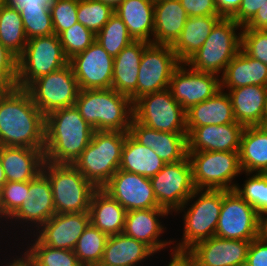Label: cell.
I'll return each mask as SVG.
<instances>
[{"instance_id": "6da1fadb", "label": "cell", "mask_w": 267, "mask_h": 266, "mask_svg": "<svg viewBox=\"0 0 267 266\" xmlns=\"http://www.w3.org/2000/svg\"><path fill=\"white\" fill-rule=\"evenodd\" d=\"M45 115L26 89L0 88V146L44 149Z\"/></svg>"}, {"instance_id": "7a4b0ae2", "label": "cell", "mask_w": 267, "mask_h": 266, "mask_svg": "<svg viewBox=\"0 0 267 266\" xmlns=\"http://www.w3.org/2000/svg\"><path fill=\"white\" fill-rule=\"evenodd\" d=\"M94 131L75 105L48 113L45 116V161L73 164L90 143Z\"/></svg>"}, {"instance_id": "3957f363", "label": "cell", "mask_w": 267, "mask_h": 266, "mask_svg": "<svg viewBox=\"0 0 267 266\" xmlns=\"http://www.w3.org/2000/svg\"><path fill=\"white\" fill-rule=\"evenodd\" d=\"M74 105L95 131L129 132L133 102L113 88L79 90Z\"/></svg>"}, {"instance_id": "277c9868", "label": "cell", "mask_w": 267, "mask_h": 266, "mask_svg": "<svg viewBox=\"0 0 267 266\" xmlns=\"http://www.w3.org/2000/svg\"><path fill=\"white\" fill-rule=\"evenodd\" d=\"M126 132L94 131L90 143L72 164L97 189L119 169Z\"/></svg>"}, {"instance_id": "5b68a950", "label": "cell", "mask_w": 267, "mask_h": 266, "mask_svg": "<svg viewBox=\"0 0 267 266\" xmlns=\"http://www.w3.org/2000/svg\"><path fill=\"white\" fill-rule=\"evenodd\" d=\"M204 191V192H203ZM199 198L187 208L191 199ZM223 200V190L195 189L188 200L178 211L187 212L184 214V233L182 242L177 243L171 252L173 254L187 252L196 243L215 236L220 210Z\"/></svg>"}, {"instance_id": "8992f818", "label": "cell", "mask_w": 267, "mask_h": 266, "mask_svg": "<svg viewBox=\"0 0 267 266\" xmlns=\"http://www.w3.org/2000/svg\"><path fill=\"white\" fill-rule=\"evenodd\" d=\"M42 172L48 177L56 213L88 212L93 193L97 188L72 164H55L44 161Z\"/></svg>"}, {"instance_id": "52a82bcc", "label": "cell", "mask_w": 267, "mask_h": 266, "mask_svg": "<svg viewBox=\"0 0 267 266\" xmlns=\"http://www.w3.org/2000/svg\"><path fill=\"white\" fill-rule=\"evenodd\" d=\"M242 28L232 18H221L201 48L185 62L186 66L199 72L218 75L223 70L224 73L226 66L241 50ZM237 29L240 30L238 36L235 33Z\"/></svg>"}, {"instance_id": "ba28073f", "label": "cell", "mask_w": 267, "mask_h": 266, "mask_svg": "<svg viewBox=\"0 0 267 266\" xmlns=\"http://www.w3.org/2000/svg\"><path fill=\"white\" fill-rule=\"evenodd\" d=\"M69 64L59 36L34 37L27 41L17 62V87L26 89L34 80Z\"/></svg>"}, {"instance_id": "9c48e42d", "label": "cell", "mask_w": 267, "mask_h": 266, "mask_svg": "<svg viewBox=\"0 0 267 266\" xmlns=\"http://www.w3.org/2000/svg\"><path fill=\"white\" fill-rule=\"evenodd\" d=\"M187 156L195 189H235L236 184L232 180L243 172L238 151L187 152Z\"/></svg>"}, {"instance_id": "30bf717a", "label": "cell", "mask_w": 267, "mask_h": 266, "mask_svg": "<svg viewBox=\"0 0 267 266\" xmlns=\"http://www.w3.org/2000/svg\"><path fill=\"white\" fill-rule=\"evenodd\" d=\"M134 118L162 132L187 133L186 111L169 89L141 96L133 103Z\"/></svg>"}, {"instance_id": "8fae6325", "label": "cell", "mask_w": 267, "mask_h": 266, "mask_svg": "<svg viewBox=\"0 0 267 266\" xmlns=\"http://www.w3.org/2000/svg\"><path fill=\"white\" fill-rule=\"evenodd\" d=\"M215 236L252 241L261 236V216L234 190H223Z\"/></svg>"}, {"instance_id": "7c38bea8", "label": "cell", "mask_w": 267, "mask_h": 266, "mask_svg": "<svg viewBox=\"0 0 267 266\" xmlns=\"http://www.w3.org/2000/svg\"><path fill=\"white\" fill-rule=\"evenodd\" d=\"M26 90L33 103L46 116L48 113L73 106L79 86L70 64L34 80Z\"/></svg>"}, {"instance_id": "4fadbf2b", "label": "cell", "mask_w": 267, "mask_h": 266, "mask_svg": "<svg viewBox=\"0 0 267 266\" xmlns=\"http://www.w3.org/2000/svg\"><path fill=\"white\" fill-rule=\"evenodd\" d=\"M150 180L158 205L169 212L182 207L195 190L188 156L179 162L165 164Z\"/></svg>"}, {"instance_id": "5bb4252c", "label": "cell", "mask_w": 267, "mask_h": 266, "mask_svg": "<svg viewBox=\"0 0 267 266\" xmlns=\"http://www.w3.org/2000/svg\"><path fill=\"white\" fill-rule=\"evenodd\" d=\"M180 64L171 46L149 43L140 61L137 99L168 89L172 74Z\"/></svg>"}, {"instance_id": "9a60e30c", "label": "cell", "mask_w": 267, "mask_h": 266, "mask_svg": "<svg viewBox=\"0 0 267 266\" xmlns=\"http://www.w3.org/2000/svg\"><path fill=\"white\" fill-rule=\"evenodd\" d=\"M113 61L95 40L86 50L69 59L80 90L112 88Z\"/></svg>"}, {"instance_id": "2e32d148", "label": "cell", "mask_w": 267, "mask_h": 266, "mask_svg": "<svg viewBox=\"0 0 267 266\" xmlns=\"http://www.w3.org/2000/svg\"><path fill=\"white\" fill-rule=\"evenodd\" d=\"M181 63L173 72L169 90L173 98L186 111L191 106L211 98L221 89L218 75L195 71Z\"/></svg>"}, {"instance_id": "e0dca14e", "label": "cell", "mask_w": 267, "mask_h": 266, "mask_svg": "<svg viewBox=\"0 0 267 266\" xmlns=\"http://www.w3.org/2000/svg\"><path fill=\"white\" fill-rule=\"evenodd\" d=\"M126 210L162 208L158 205L150 178L118 169L102 188Z\"/></svg>"}, {"instance_id": "ac0fdd59", "label": "cell", "mask_w": 267, "mask_h": 266, "mask_svg": "<svg viewBox=\"0 0 267 266\" xmlns=\"http://www.w3.org/2000/svg\"><path fill=\"white\" fill-rule=\"evenodd\" d=\"M250 244L212 236L196 243L187 253L201 266H245Z\"/></svg>"}, {"instance_id": "d6986e66", "label": "cell", "mask_w": 267, "mask_h": 266, "mask_svg": "<svg viewBox=\"0 0 267 266\" xmlns=\"http://www.w3.org/2000/svg\"><path fill=\"white\" fill-rule=\"evenodd\" d=\"M89 224V212L56 213L35 232L37 235L34 236L51 248L73 250Z\"/></svg>"}, {"instance_id": "ffe728a7", "label": "cell", "mask_w": 267, "mask_h": 266, "mask_svg": "<svg viewBox=\"0 0 267 266\" xmlns=\"http://www.w3.org/2000/svg\"><path fill=\"white\" fill-rule=\"evenodd\" d=\"M244 128L239 123L187 127V152L239 151Z\"/></svg>"}, {"instance_id": "44dd1931", "label": "cell", "mask_w": 267, "mask_h": 266, "mask_svg": "<svg viewBox=\"0 0 267 266\" xmlns=\"http://www.w3.org/2000/svg\"><path fill=\"white\" fill-rule=\"evenodd\" d=\"M128 133L138 143L151 148L165 164L179 162L187 156V133L157 131L134 117Z\"/></svg>"}, {"instance_id": "7402d4cb", "label": "cell", "mask_w": 267, "mask_h": 266, "mask_svg": "<svg viewBox=\"0 0 267 266\" xmlns=\"http://www.w3.org/2000/svg\"><path fill=\"white\" fill-rule=\"evenodd\" d=\"M19 209L9 218L21 222L33 223L36 230L46 223L54 214L52 187L48 177L40 172L29 181V193ZM30 221V222H29Z\"/></svg>"}, {"instance_id": "603a6c76", "label": "cell", "mask_w": 267, "mask_h": 266, "mask_svg": "<svg viewBox=\"0 0 267 266\" xmlns=\"http://www.w3.org/2000/svg\"><path fill=\"white\" fill-rule=\"evenodd\" d=\"M169 213L165 208L128 211L126 213L123 233L145 243L154 252L160 251L161 249L164 250L172 242L159 240V236L165 229L158 218L160 216H167Z\"/></svg>"}, {"instance_id": "cb8c5ba5", "label": "cell", "mask_w": 267, "mask_h": 266, "mask_svg": "<svg viewBox=\"0 0 267 266\" xmlns=\"http://www.w3.org/2000/svg\"><path fill=\"white\" fill-rule=\"evenodd\" d=\"M148 44L146 41L134 40L114 57L112 88L128 96L133 103L137 100V81L141 57Z\"/></svg>"}, {"instance_id": "d4e9b609", "label": "cell", "mask_w": 267, "mask_h": 266, "mask_svg": "<svg viewBox=\"0 0 267 266\" xmlns=\"http://www.w3.org/2000/svg\"><path fill=\"white\" fill-rule=\"evenodd\" d=\"M0 159L7 181H30L42 172L44 149L0 146Z\"/></svg>"}, {"instance_id": "484cf974", "label": "cell", "mask_w": 267, "mask_h": 266, "mask_svg": "<svg viewBox=\"0 0 267 266\" xmlns=\"http://www.w3.org/2000/svg\"><path fill=\"white\" fill-rule=\"evenodd\" d=\"M188 17L180 0L155 1L152 43L172 46L179 38Z\"/></svg>"}, {"instance_id": "4316f807", "label": "cell", "mask_w": 267, "mask_h": 266, "mask_svg": "<svg viewBox=\"0 0 267 266\" xmlns=\"http://www.w3.org/2000/svg\"><path fill=\"white\" fill-rule=\"evenodd\" d=\"M228 91L235 121L244 127L258 126L264 112L267 87L249 85Z\"/></svg>"}, {"instance_id": "83f0119b", "label": "cell", "mask_w": 267, "mask_h": 266, "mask_svg": "<svg viewBox=\"0 0 267 266\" xmlns=\"http://www.w3.org/2000/svg\"><path fill=\"white\" fill-rule=\"evenodd\" d=\"M221 89L249 85L267 87V65L246 55L242 50L226 66L220 78ZM225 87V88H224Z\"/></svg>"}, {"instance_id": "f1b7e54d", "label": "cell", "mask_w": 267, "mask_h": 266, "mask_svg": "<svg viewBox=\"0 0 267 266\" xmlns=\"http://www.w3.org/2000/svg\"><path fill=\"white\" fill-rule=\"evenodd\" d=\"M223 91V92H222ZM237 123L229 95L220 89L211 98L186 110V127Z\"/></svg>"}, {"instance_id": "f546056e", "label": "cell", "mask_w": 267, "mask_h": 266, "mask_svg": "<svg viewBox=\"0 0 267 266\" xmlns=\"http://www.w3.org/2000/svg\"><path fill=\"white\" fill-rule=\"evenodd\" d=\"M90 223L108 236L123 233L127 210L103 189H97L89 207Z\"/></svg>"}, {"instance_id": "4dcf8cb0", "label": "cell", "mask_w": 267, "mask_h": 266, "mask_svg": "<svg viewBox=\"0 0 267 266\" xmlns=\"http://www.w3.org/2000/svg\"><path fill=\"white\" fill-rule=\"evenodd\" d=\"M155 252L145 243L124 233L110 235L107 239L100 265L137 266Z\"/></svg>"}, {"instance_id": "1f68e13d", "label": "cell", "mask_w": 267, "mask_h": 266, "mask_svg": "<svg viewBox=\"0 0 267 266\" xmlns=\"http://www.w3.org/2000/svg\"><path fill=\"white\" fill-rule=\"evenodd\" d=\"M114 11L134 40L152 43L150 36H153L154 31L153 0H125Z\"/></svg>"}, {"instance_id": "d6a6232c", "label": "cell", "mask_w": 267, "mask_h": 266, "mask_svg": "<svg viewBox=\"0 0 267 266\" xmlns=\"http://www.w3.org/2000/svg\"><path fill=\"white\" fill-rule=\"evenodd\" d=\"M221 15L188 17L176 42L171 46L181 63H185L204 44Z\"/></svg>"}, {"instance_id": "836d02e7", "label": "cell", "mask_w": 267, "mask_h": 266, "mask_svg": "<svg viewBox=\"0 0 267 266\" xmlns=\"http://www.w3.org/2000/svg\"><path fill=\"white\" fill-rule=\"evenodd\" d=\"M165 163L149 147L138 143L128 132L122 149L119 169L151 178Z\"/></svg>"}, {"instance_id": "e575fe53", "label": "cell", "mask_w": 267, "mask_h": 266, "mask_svg": "<svg viewBox=\"0 0 267 266\" xmlns=\"http://www.w3.org/2000/svg\"><path fill=\"white\" fill-rule=\"evenodd\" d=\"M238 153L246 176L253 172L267 173V134L258 126L244 128Z\"/></svg>"}, {"instance_id": "d590c367", "label": "cell", "mask_w": 267, "mask_h": 266, "mask_svg": "<svg viewBox=\"0 0 267 266\" xmlns=\"http://www.w3.org/2000/svg\"><path fill=\"white\" fill-rule=\"evenodd\" d=\"M27 41L19 10L7 3L3 4L0 7V42L18 58Z\"/></svg>"}, {"instance_id": "8d00e7d4", "label": "cell", "mask_w": 267, "mask_h": 266, "mask_svg": "<svg viewBox=\"0 0 267 266\" xmlns=\"http://www.w3.org/2000/svg\"><path fill=\"white\" fill-rule=\"evenodd\" d=\"M108 235L91 223L79 237L73 249L83 266H94L101 262Z\"/></svg>"}, {"instance_id": "74e56055", "label": "cell", "mask_w": 267, "mask_h": 266, "mask_svg": "<svg viewBox=\"0 0 267 266\" xmlns=\"http://www.w3.org/2000/svg\"><path fill=\"white\" fill-rule=\"evenodd\" d=\"M96 41L114 58L134 39L121 18L114 13L96 34Z\"/></svg>"}, {"instance_id": "f35d334b", "label": "cell", "mask_w": 267, "mask_h": 266, "mask_svg": "<svg viewBox=\"0 0 267 266\" xmlns=\"http://www.w3.org/2000/svg\"><path fill=\"white\" fill-rule=\"evenodd\" d=\"M27 39L55 34L49 5L27 6L19 9Z\"/></svg>"}, {"instance_id": "ab89813d", "label": "cell", "mask_w": 267, "mask_h": 266, "mask_svg": "<svg viewBox=\"0 0 267 266\" xmlns=\"http://www.w3.org/2000/svg\"><path fill=\"white\" fill-rule=\"evenodd\" d=\"M26 253L40 266H83L73 250L55 249L37 238Z\"/></svg>"}, {"instance_id": "60d3db41", "label": "cell", "mask_w": 267, "mask_h": 266, "mask_svg": "<svg viewBox=\"0 0 267 266\" xmlns=\"http://www.w3.org/2000/svg\"><path fill=\"white\" fill-rule=\"evenodd\" d=\"M114 9L98 0H78L77 21L95 35L104 27Z\"/></svg>"}, {"instance_id": "b9f144b4", "label": "cell", "mask_w": 267, "mask_h": 266, "mask_svg": "<svg viewBox=\"0 0 267 266\" xmlns=\"http://www.w3.org/2000/svg\"><path fill=\"white\" fill-rule=\"evenodd\" d=\"M244 186L236 185L234 191L247 203L254 207L262 217L267 213V173H255L251 175Z\"/></svg>"}, {"instance_id": "7bdbcfd3", "label": "cell", "mask_w": 267, "mask_h": 266, "mask_svg": "<svg viewBox=\"0 0 267 266\" xmlns=\"http://www.w3.org/2000/svg\"><path fill=\"white\" fill-rule=\"evenodd\" d=\"M60 43L68 59L86 50L95 40L96 35L77 22L59 35Z\"/></svg>"}, {"instance_id": "ee69618b", "label": "cell", "mask_w": 267, "mask_h": 266, "mask_svg": "<svg viewBox=\"0 0 267 266\" xmlns=\"http://www.w3.org/2000/svg\"><path fill=\"white\" fill-rule=\"evenodd\" d=\"M49 8L53 29L57 36L78 22V0H52Z\"/></svg>"}, {"instance_id": "f6af8a7d", "label": "cell", "mask_w": 267, "mask_h": 266, "mask_svg": "<svg viewBox=\"0 0 267 266\" xmlns=\"http://www.w3.org/2000/svg\"><path fill=\"white\" fill-rule=\"evenodd\" d=\"M29 193V181H7L2 186V217L10 218L26 202Z\"/></svg>"}, {"instance_id": "bcb514c9", "label": "cell", "mask_w": 267, "mask_h": 266, "mask_svg": "<svg viewBox=\"0 0 267 266\" xmlns=\"http://www.w3.org/2000/svg\"><path fill=\"white\" fill-rule=\"evenodd\" d=\"M241 50L267 65V30L242 28Z\"/></svg>"}, {"instance_id": "7dc6e473", "label": "cell", "mask_w": 267, "mask_h": 266, "mask_svg": "<svg viewBox=\"0 0 267 266\" xmlns=\"http://www.w3.org/2000/svg\"><path fill=\"white\" fill-rule=\"evenodd\" d=\"M18 58L0 42V88L17 87Z\"/></svg>"}, {"instance_id": "c3c4849f", "label": "cell", "mask_w": 267, "mask_h": 266, "mask_svg": "<svg viewBox=\"0 0 267 266\" xmlns=\"http://www.w3.org/2000/svg\"><path fill=\"white\" fill-rule=\"evenodd\" d=\"M189 17L220 15L214 0H180Z\"/></svg>"}, {"instance_id": "681fc988", "label": "cell", "mask_w": 267, "mask_h": 266, "mask_svg": "<svg viewBox=\"0 0 267 266\" xmlns=\"http://www.w3.org/2000/svg\"><path fill=\"white\" fill-rule=\"evenodd\" d=\"M245 266H267V240L262 236L251 241Z\"/></svg>"}, {"instance_id": "f907efd6", "label": "cell", "mask_w": 267, "mask_h": 266, "mask_svg": "<svg viewBox=\"0 0 267 266\" xmlns=\"http://www.w3.org/2000/svg\"><path fill=\"white\" fill-rule=\"evenodd\" d=\"M265 2L267 0H242L240 8L231 18L244 27Z\"/></svg>"}, {"instance_id": "816d5d0a", "label": "cell", "mask_w": 267, "mask_h": 266, "mask_svg": "<svg viewBox=\"0 0 267 266\" xmlns=\"http://www.w3.org/2000/svg\"><path fill=\"white\" fill-rule=\"evenodd\" d=\"M218 13L224 18H231L240 8L242 0H214Z\"/></svg>"}, {"instance_id": "f5cc1de1", "label": "cell", "mask_w": 267, "mask_h": 266, "mask_svg": "<svg viewBox=\"0 0 267 266\" xmlns=\"http://www.w3.org/2000/svg\"><path fill=\"white\" fill-rule=\"evenodd\" d=\"M244 27L247 29L267 30V2L260 7L254 17Z\"/></svg>"}, {"instance_id": "db71d44e", "label": "cell", "mask_w": 267, "mask_h": 266, "mask_svg": "<svg viewBox=\"0 0 267 266\" xmlns=\"http://www.w3.org/2000/svg\"><path fill=\"white\" fill-rule=\"evenodd\" d=\"M6 3L19 10L22 7V5H27V6L50 5L52 3V0H6Z\"/></svg>"}, {"instance_id": "11a10c76", "label": "cell", "mask_w": 267, "mask_h": 266, "mask_svg": "<svg viewBox=\"0 0 267 266\" xmlns=\"http://www.w3.org/2000/svg\"><path fill=\"white\" fill-rule=\"evenodd\" d=\"M171 256H173L182 266H201L187 252H180Z\"/></svg>"}, {"instance_id": "9f6ffc18", "label": "cell", "mask_w": 267, "mask_h": 266, "mask_svg": "<svg viewBox=\"0 0 267 266\" xmlns=\"http://www.w3.org/2000/svg\"><path fill=\"white\" fill-rule=\"evenodd\" d=\"M23 255L13 259L19 266H40L26 252Z\"/></svg>"}, {"instance_id": "6f0895ef", "label": "cell", "mask_w": 267, "mask_h": 266, "mask_svg": "<svg viewBox=\"0 0 267 266\" xmlns=\"http://www.w3.org/2000/svg\"><path fill=\"white\" fill-rule=\"evenodd\" d=\"M264 215L266 216L267 213ZM265 216L261 217V236L267 240V216Z\"/></svg>"}, {"instance_id": "680465c9", "label": "cell", "mask_w": 267, "mask_h": 266, "mask_svg": "<svg viewBox=\"0 0 267 266\" xmlns=\"http://www.w3.org/2000/svg\"><path fill=\"white\" fill-rule=\"evenodd\" d=\"M98 1H101L104 4L111 6L115 10L125 0H98Z\"/></svg>"}, {"instance_id": "91938a15", "label": "cell", "mask_w": 267, "mask_h": 266, "mask_svg": "<svg viewBox=\"0 0 267 266\" xmlns=\"http://www.w3.org/2000/svg\"><path fill=\"white\" fill-rule=\"evenodd\" d=\"M7 182L6 177H5V172L3 170V165L0 159V188Z\"/></svg>"}, {"instance_id": "94428289", "label": "cell", "mask_w": 267, "mask_h": 266, "mask_svg": "<svg viewBox=\"0 0 267 266\" xmlns=\"http://www.w3.org/2000/svg\"><path fill=\"white\" fill-rule=\"evenodd\" d=\"M258 127L267 134V120H261Z\"/></svg>"}, {"instance_id": "6125c7cd", "label": "cell", "mask_w": 267, "mask_h": 266, "mask_svg": "<svg viewBox=\"0 0 267 266\" xmlns=\"http://www.w3.org/2000/svg\"><path fill=\"white\" fill-rule=\"evenodd\" d=\"M170 260L168 266H182L173 256Z\"/></svg>"}, {"instance_id": "be15d7a7", "label": "cell", "mask_w": 267, "mask_h": 266, "mask_svg": "<svg viewBox=\"0 0 267 266\" xmlns=\"http://www.w3.org/2000/svg\"><path fill=\"white\" fill-rule=\"evenodd\" d=\"M262 120H267V97H266V101H265V106H264V112H263Z\"/></svg>"}, {"instance_id": "e7e4bbea", "label": "cell", "mask_w": 267, "mask_h": 266, "mask_svg": "<svg viewBox=\"0 0 267 266\" xmlns=\"http://www.w3.org/2000/svg\"><path fill=\"white\" fill-rule=\"evenodd\" d=\"M2 218V188H0V219Z\"/></svg>"}, {"instance_id": "03108f58", "label": "cell", "mask_w": 267, "mask_h": 266, "mask_svg": "<svg viewBox=\"0 0 267 266\" xmlns=\"http://www.w3.org/2000/svg\"><path fill=\"white\" fill-rule=\"evenodd\" d=\"M12 261H10V263L8 265H6V266H19L14 260H12Z\"/></svg>"}, {"instance_id": "003e7915", "label": "cell", "mask_w": 267, "mask_h": 266, "mask_svg": "<svg viewBox=\"0 0 267 266\" xmlns=\"http://www.w3.org/2000/svg\"><path fill=\"white\" fill-rule=\"evenodd\" d=\"M6 3V0H0V7Z\"/></svg>"}]
</instances>
